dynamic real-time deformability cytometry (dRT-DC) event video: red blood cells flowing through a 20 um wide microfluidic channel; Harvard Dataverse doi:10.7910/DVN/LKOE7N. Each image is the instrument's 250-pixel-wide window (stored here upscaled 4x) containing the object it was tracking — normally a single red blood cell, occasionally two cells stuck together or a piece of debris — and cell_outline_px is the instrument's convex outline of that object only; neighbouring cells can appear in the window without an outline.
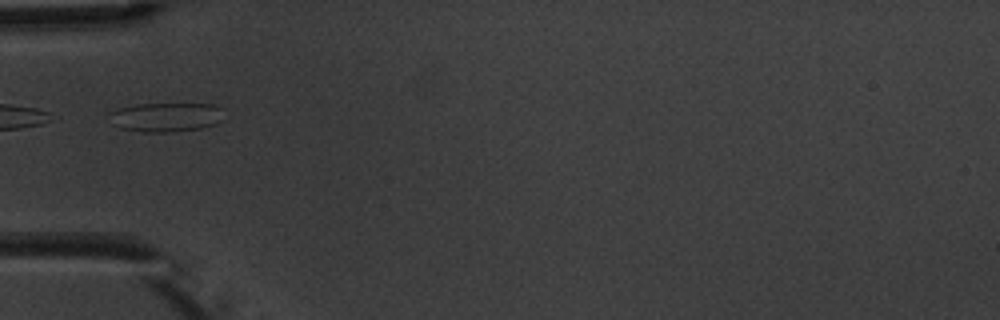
{"species": "common noctule bat (a hibernating species)", "species_latin": "Nyctalus noctula", "temperature_condition": "warm", "stored_images_in_passage": 3, "camera_frame_rate_fps": 3000, "um_per_image_px": 0.085, "animal": {"sex": "male", "body_mass_g": 20.1, "forearm_length_mm": 53.5}, "frame": {"image": 1, "passage_image": 1, "time_ms": 0.0, "image_size_px": [1000, 320], "cell_outline_px": [[224, 108], [220, 120], [216, 124], [200, 128], [168, 132], [144, 132], [120, 128], [116, 124], [108, 112], [120, 108], [136, 104], [212, 104]], "centroid_in_image_um": [14.15, 9.95], "position_along_channel_um": 70.9, "area_um2": 19.25}}
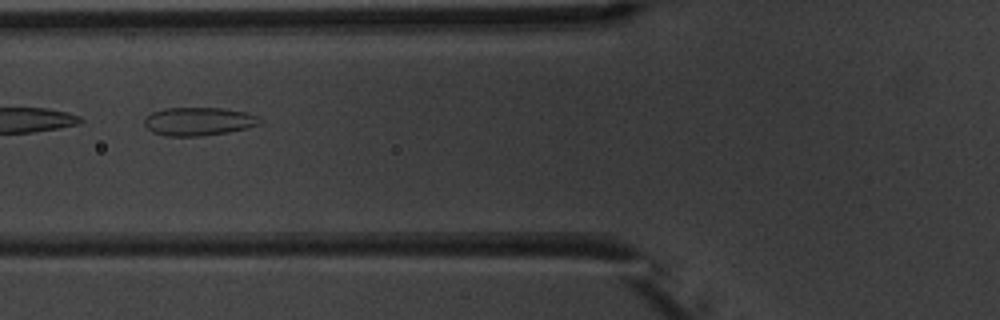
{"frame": {"image": 2, "passage_image": 2, "time_ms": 1.0, "image_size_px": [1000, 320], "cell_outline_px": [[260, 124], [248, 128], [228, 132], [200, 136], [164, 136], [152, 132], [144, 124], [144, 120], [152, 112], [164, 108], [224, 108], [248, 112], [260, 116]], "centroid_in_image_um": [16.91, 10.32], "position_along_channel_um": 108.9, "area_um2": 19.19}}
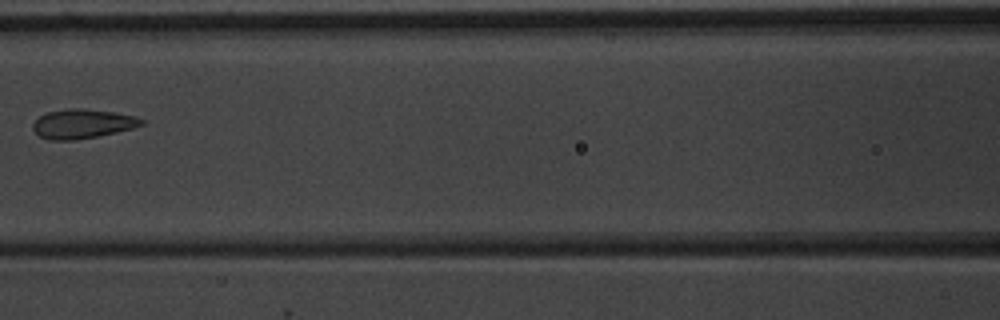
{"frame": {"image": 3, "passage_image": 3, "time_ms": 2.333, "image_size_px": [1000, 320], "cell_outline_px": [[144, 124], [132, 128], [116, 132], [76, 140], [48, 140], [40, 136], [32, 128], [32, 124], [40, 116], [48, 112], [68, 108], [84, 108], [112, 112], [132, 116], [144, 120]], "centroid_in_image_um": [6.97, 10.52], "position_along_channel_um": 159.6, "area_um2": 18.32}}